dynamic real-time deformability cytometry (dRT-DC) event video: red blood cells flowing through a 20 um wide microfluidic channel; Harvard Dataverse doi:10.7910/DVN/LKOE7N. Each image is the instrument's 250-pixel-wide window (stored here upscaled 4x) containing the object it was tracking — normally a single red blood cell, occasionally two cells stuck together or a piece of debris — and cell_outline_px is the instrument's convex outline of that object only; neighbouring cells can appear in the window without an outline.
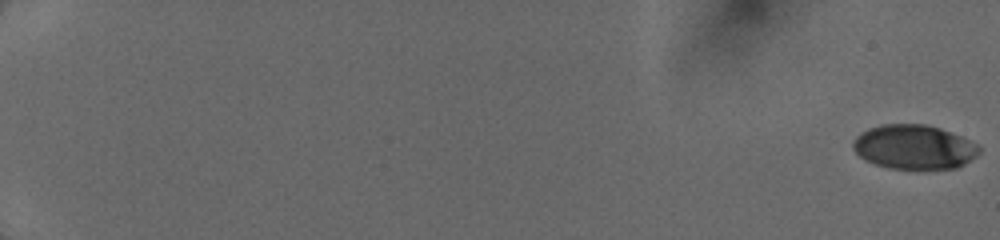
{"species": "human", "species_latin": "Homo sapiens", "temperature_condition": "cold", "stored_images_in_passage": 22, "camera_frame_rate_fps": 3000, "um_per_image_px": 0.085, "donor": {"sex": "female"}, "frame": {"image": 1, "passage_image": 1, "time_ms": 0.0, "image_size_px": [1000, 240], "cell_outline_px": [[980, 152], [976, 156], [964, 164], [956, 168], [888, 168], [864, 160], [852, 148], [852, 140], [860, 132], [868, 128], [880, 124], [924, 124], [940, 128], [960, 136], [976, 144], [980, 148]], "centroid_in_image_um": [77.65, 12.48], "position_along_channel_um": 7.4, "area_um2": 32.48}}